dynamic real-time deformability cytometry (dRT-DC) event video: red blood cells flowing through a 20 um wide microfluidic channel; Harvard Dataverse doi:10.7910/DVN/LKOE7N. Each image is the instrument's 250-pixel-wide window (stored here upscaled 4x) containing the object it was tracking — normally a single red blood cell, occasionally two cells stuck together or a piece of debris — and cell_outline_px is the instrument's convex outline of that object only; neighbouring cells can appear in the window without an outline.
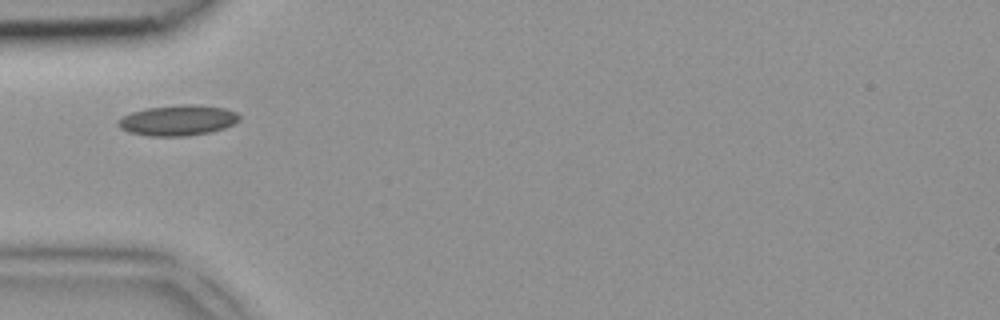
{"species": "common noctule bat (a hibernating species)", "species_latin": "Nyctalus noctula", "temperature_condition": "room temperature", "stored_images_in_passage": 2, "camera_frame_rate_fps": 3000, "um_per_image_px": 0.085, "animal": {"sex": "female", "body_mass_g": 18.4}, "frame": {"image": 1, "passage_image": 1, "time_ms": 0.0, "image_size_px": [1000, 320], "cell_outline_px": [[240, 120], [224, 128], [208, 132], [184, 136], [148, 136], [128, 132], [120, 128], [116, 124], [116, 120], [132, 112], [144, 108], [184, 104], [192, 104], [224, 108], [236, 112], [240, 116]], "centroid_in_image_um": [15.08, 10.22], "position_along_channel_um": 69.9, "area_um2": 21.56}}